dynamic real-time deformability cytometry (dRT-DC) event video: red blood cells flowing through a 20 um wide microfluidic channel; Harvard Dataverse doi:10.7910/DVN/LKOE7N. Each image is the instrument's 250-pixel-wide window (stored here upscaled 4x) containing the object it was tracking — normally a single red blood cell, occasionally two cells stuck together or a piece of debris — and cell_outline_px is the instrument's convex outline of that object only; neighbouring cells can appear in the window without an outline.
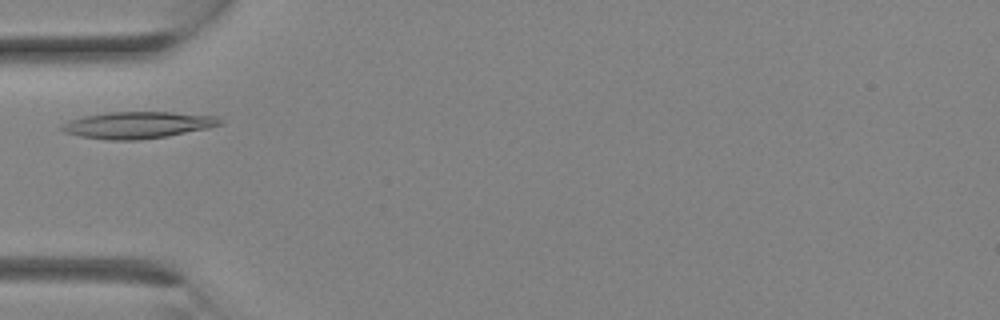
{"species": "Egyptian fruit bat (a non-hibernating species)", "species_latin": "Rousettus aegyptiacus", "temperature_condition": "room temperature", "stored_images_in_passage": 6, "camera_frame_rate_fps": 3000, "um_per_image_px": 0.085, "animal": {"sex": "female"}, "frame": {"image": 1, "passage_image": 5, "time_ms": 1.333, "image_size_px": [1000, 320], "cell_outline_px": [[224, 124], [208, 128], [164, 136], [140, 140], [112, 140], [80, 136], [64, 132], [60, 128], [64, 124], [72, 120], [84, 116], [108, 112], [172, 112], [216, 116], [224, 120]], "centroid_in_image_um": [11.76, 10.62], "position_along_channel_um": 73.2, "area_um2": 24.39}}